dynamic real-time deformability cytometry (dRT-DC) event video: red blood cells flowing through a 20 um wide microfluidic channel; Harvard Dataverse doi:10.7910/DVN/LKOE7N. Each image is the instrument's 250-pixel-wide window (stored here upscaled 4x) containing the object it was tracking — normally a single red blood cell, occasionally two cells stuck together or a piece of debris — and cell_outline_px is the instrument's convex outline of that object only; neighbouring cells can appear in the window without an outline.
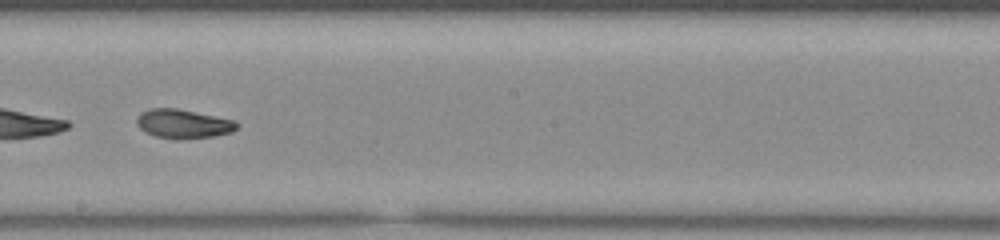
{"species": "common noctule bat (a hibernating species)", "species_latin": "Nyctalus noctula", "temperature_condition": "room temperature", "stored_images_in_passage": 39, "camera_frame_rate_fps": 3000, "um_per_image_px": 0.085, "animal": {"sex": "male", "body_mass_g": 20.0, "forearm_length_mm": 53.3}, "frame": {"image": 1, "passage_image": 17, "time_ms": 5.333, "image_size_px": [1000, 240], "cell_outline_px": [[240, 124], [232, 132], [212, 136], [180, 140], [176, 140], [156, 136], [144, 132], [136, 124], [136, 120], [140, 112], [152, 108], [176, 108], [232, 120]], "centroid_in_image_um": [15.52, 10.54], "position_along_channel_um": 232.7, "area_um2": 16.88}, "authors_computed_cell_mechanics": {"area_um2": 17.34, "velocity_mm_per_s": 3.8351, "shape_relaxation_time_tau1_ms": null, "shape_relaxation_time_tau2_ms": 3.9538, "deformation_change_tau1": null, "deformation_change_tau2": 0.1001}}